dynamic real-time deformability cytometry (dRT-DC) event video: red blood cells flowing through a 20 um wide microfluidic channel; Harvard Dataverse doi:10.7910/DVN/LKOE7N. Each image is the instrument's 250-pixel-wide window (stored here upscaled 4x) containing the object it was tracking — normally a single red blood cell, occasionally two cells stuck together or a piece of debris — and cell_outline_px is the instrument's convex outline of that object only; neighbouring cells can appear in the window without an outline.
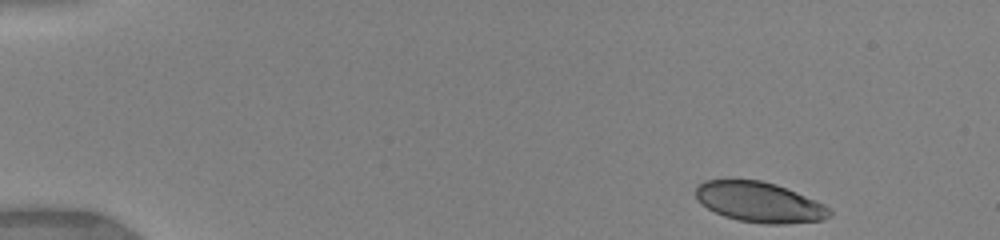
{"species": "human", "species_latin": "Homo sapiens", "temperature_condition": "warm", "stored_images_in_passage": 69, "camera_frame_rate_fps": 3000, "um_per_image_px": 0.085, "donor": {"sex": "female"}, "frame": {"image": 1, "passage_image": 1, "time_ms": 0.0, "image_size_px": [1000, 240], "cell_outline_px": [[832, 216], [824, 220], [784, 224], [764, 224], [736, 220], [724, 216], [700, 204], [696, 196], [696, 188], [704, 180], [760, 180], [776, 184], [796, 192], [824, 204], [832, 212]], "centroid_in_image_um": [64.57, 17.2], "position_along_channel_um": 20.4, "area_um2": 31.39}}
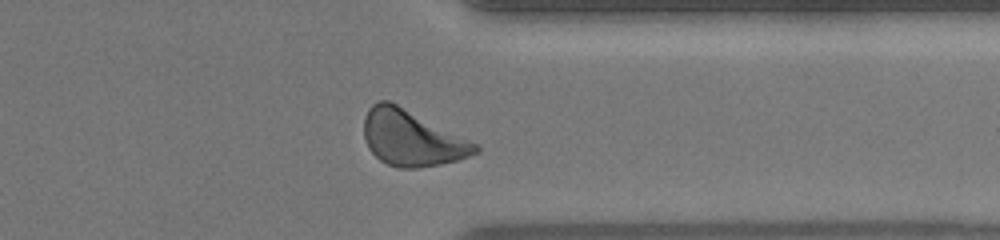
{"frame": {"image": 2, "passage_image": 58, "time_ms": 11.667, "image_size_px": [1000, 240], "cell_outline_px": [[480, 152], [456, 160], [440, 164], [420, 168], [396, 168], [380, 160], [368, 148], [364, 136], [364, 116], [368, 108], [372, 104], [380, 100], [388, 100], [476, 144], [480, 148]], "centroid_in_image_um": [34.94, 11.76], "position_along_channel_um": 376.5, "area_um2": 35.55}}
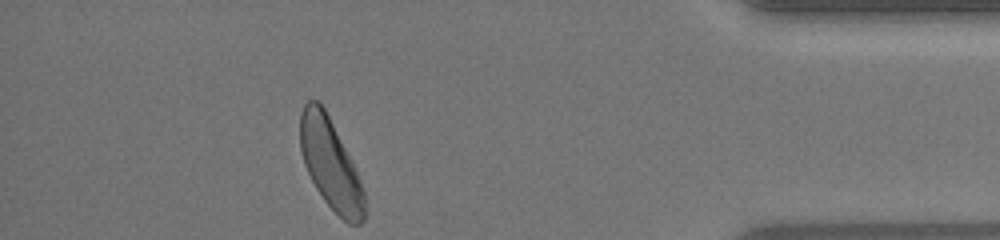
{"frame": {"image": 3, "passage_image": 68, "time_ms": 13.333, "image_size_px": [1000, 240], "cell_outline_px": [[364, 220], [360, 224], [348, 224], [324, 200], [316, 188], [304, 164], [300, 152], [300, 112], [304, 104], [308, 100], [316, 100], [324, 108], [352, 160], [356, 168], [364, 192]], "centroid_in_image_um": [28.08, 13.93], "position_along_channel_um": 407.1, "area_um2": 33.52}, "authors_computed_cell_mechanics": {"area_um2": 33.9286, "velocity_mm_per_s": 4.0189, "shape_relaxation_time_tau1_ms": 3.6314, "shape_relaxation_time_tau2_ms": 1.8337, "deformation_change_tau1": 0.1452, "deformation_change_tau2": 0.0788}}